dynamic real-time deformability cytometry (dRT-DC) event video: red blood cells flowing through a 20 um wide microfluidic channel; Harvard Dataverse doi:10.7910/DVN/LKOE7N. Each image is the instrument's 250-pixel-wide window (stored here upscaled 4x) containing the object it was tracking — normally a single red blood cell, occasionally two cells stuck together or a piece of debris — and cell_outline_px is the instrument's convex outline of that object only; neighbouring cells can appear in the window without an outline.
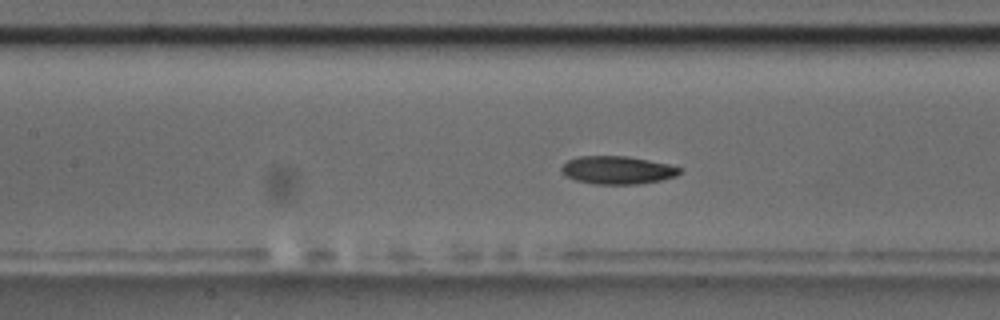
{"species": "common noctule bat (a hibernating species)", "species_latin": "Nyctalus noctula", "temperature_condition": "room temperature", "stored_images_in_passage": 56, "camera_frame_rate_fps": 3000, "um_per_image_px": 0.085, "animal": {"sex": "male", "body_mass_g": 17.5, "forearm_length_mm": 52.3}, "frame": {"image": 1, "passage_image": 25, "time_ms": 8.0, "image_size_px": [1000, 320], "cell_outline_px": [[680, 172], [676, 176], [660, 180], [636, 184], [592, 184], [576, 180], [564, 176], [560, 168], [568, 160], [580, 156], [628, 156], [668, 164], [680, 168]], "centroid_in_image_um": [52.44, 14.46], "position_along_channel_um": 155.0, "area_um2": 19.19}}
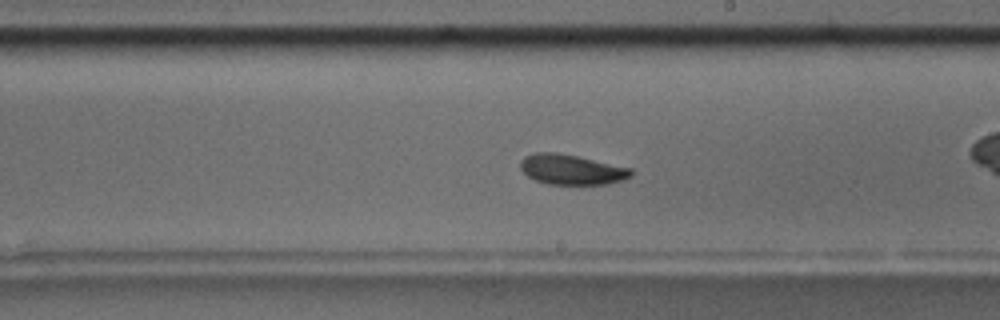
{"frame": {"image": 2, "passage_image": 32, "time_ms": 10.333, "image_size_px": [1000, 320], "cell_outline_px": [[632, 176], [624, 180], [608, 184], [548, 184], [536, 180], [528, 176], [520, 168], [520, 160], [524, 156], [536, 152], [552, 152], [576, 156], [632, 168]], "centroid_in_image_um": [48.58, 14.41], "position_along_channel_um": 240.4, "area_um2": 19.36}, "authors_computed_cell_mechanics": {"area_um2": 19.4208, "velocity_mm_per_s": 3.6856, "shape_relaxation_time_tau1_ms": 10.0819, "shape_relaxation_time_tau2_ms": 5.9232, "deformation_change_tau1": 0.1631, "deformation_change_tau2": 0.117}}